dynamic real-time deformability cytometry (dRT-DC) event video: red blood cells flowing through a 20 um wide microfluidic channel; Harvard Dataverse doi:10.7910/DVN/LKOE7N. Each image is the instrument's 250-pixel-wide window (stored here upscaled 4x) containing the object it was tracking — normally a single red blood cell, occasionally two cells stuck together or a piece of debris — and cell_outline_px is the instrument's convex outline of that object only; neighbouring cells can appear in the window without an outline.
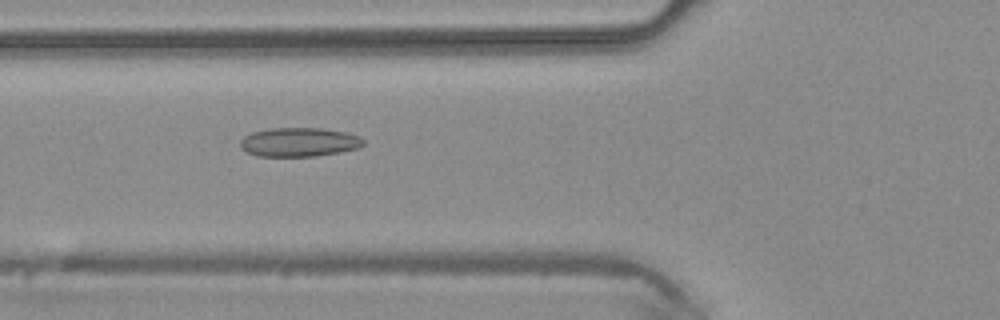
{"species": "common noctule bat (a hibernating species)", "species_latin": "Nyctalus noctula", "temperature_condition": "warm", "stored_images_in_passage": 38, "camera_frame_rate_fps": 3000, "um_per_image_px": 0.085, "animal": {"sex": "male", "body_mass_g": 20.4}, "frame": {"image": 1, "passage_image": 12, "time_ms": 3.667, "image_size_px": [1000, 320], "cell_outline_px": [[364, 144], [360, 148], [340, 152], [316, 156], [256, 156], [240, 148], [240, 140], [244, 136], [252, 132], [272, 128], [320, 128], [348, 132], [360, 136], [364, 140]], "centroid_in_image_um": [25.45, 12.08], "position_along_channel_um": 100.4, "area_um2": 20.98}}
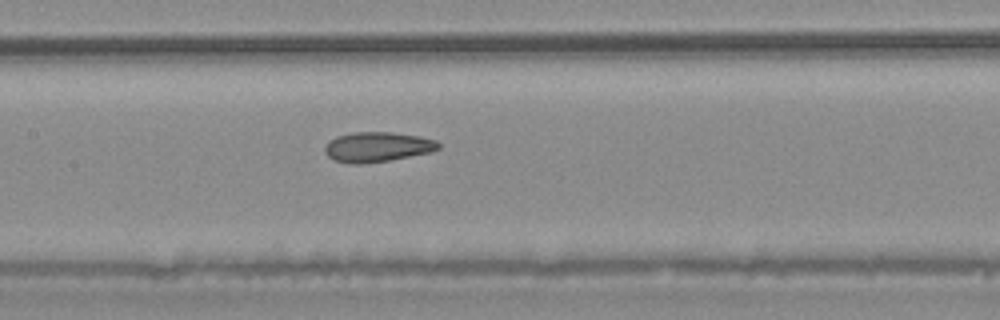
{"frame": {"image": 2, "passage_image": 17, "time_ms": 5.333, "image_size_px": [1000, 320], "cell_outline_px": [[440, 148], [432, 152], [388, 160], [360, 164], [352, 164], [332, 160], [324, 152], [324, 148], [328, 140], [336, 136], [352, 132], [392, 132], [420, 136], [436, 140], [440, 144]], "centroid_in_image_um": [32.05, 12.48], "position_along_channel_um": 175.4, "area_um2": 20.0}}
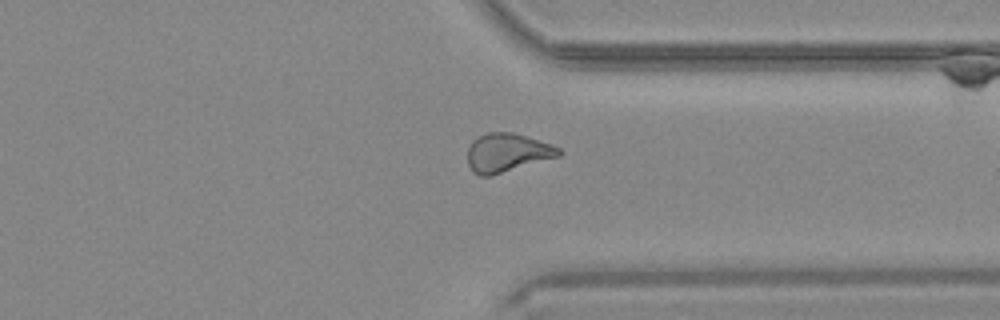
{"frame": {"image": 3, "passage_image": 30, "time_ms": 9.667, "image_size_px": [1000, 320], "cell_outline_px": [[564, 152], [560, 156], [488, 176], [480, 176], [472, 172], [468, 164], [468, 148], [472, 140], [488, 132], [512, 132], [552, 144], [560, 148]], "centroid_in_image_um": [43.11, 12.97], "position_along_channel_um": 368.3, "area_um2": 20.46}}